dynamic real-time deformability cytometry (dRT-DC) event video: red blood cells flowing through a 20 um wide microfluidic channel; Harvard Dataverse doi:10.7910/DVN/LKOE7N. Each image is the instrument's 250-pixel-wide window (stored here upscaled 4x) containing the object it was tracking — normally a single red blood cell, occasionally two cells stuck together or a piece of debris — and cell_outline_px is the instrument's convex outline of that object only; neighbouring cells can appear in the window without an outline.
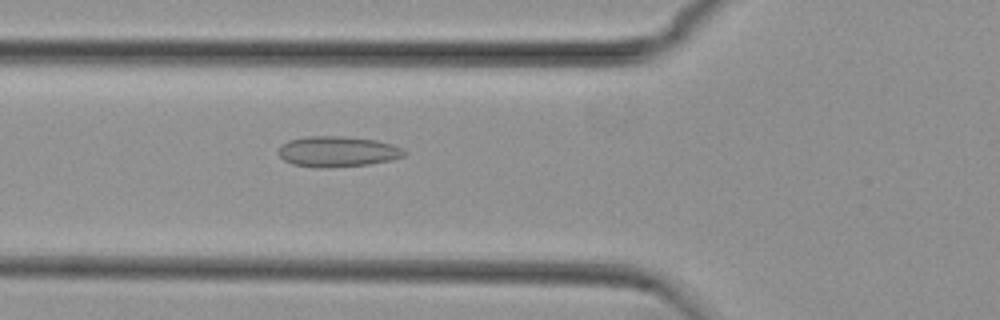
{"species": "common noctule bat (a hibernating species)", "species_latin": "Nyctalus noctula", "temperature_condition": "cold", "stored_images_in_passage": 45, "camera_frame_rate_fps": 3000, "um_per_image_px": 0.085, "animal": {"sex": "female", "body_mass_g": 29.2, "forearm_length_mm": 56.3}, "frame": {"image": 1, "passage_image": 10, "time_ms": 3.0, "image_size_px": [1000, 320], "cell_outline_px": [[408, 152], [404, 156], [392, 160], [368, 164], [324, 168], [316, 168], [292, 164], [284, 160], [276, 152], [280, 144], [288, 140], [308, 136], [344, 136], [376, 140], [392, 144], [404, 148]], "centroid_in_image_um": [28.68, 12.88], "position_along_channel_um": 97.1, "area_um2": 22.77}}
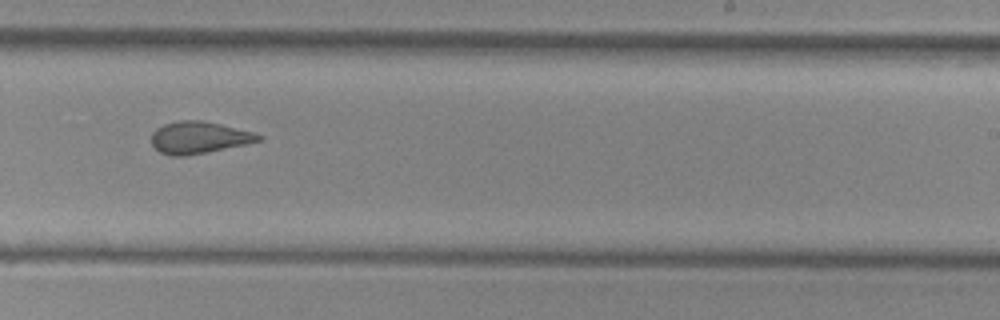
{"frame": {"image": 2, "passage_image": 24, "time_ms": 7.667, "image_size_px": [1000, 320], "cell_outline_px": [[264, 140], [184, 156], [172, 156], [160, 152], [152, 144], [152, 132], [156, 128], [164, 124], [180, 120], [204, 120], [252, 132], [264, 136]], "centroid_in_image_um": [16.9, 11.68], "position_along_channel_um": 272.1, "area_um2": 19.71}}
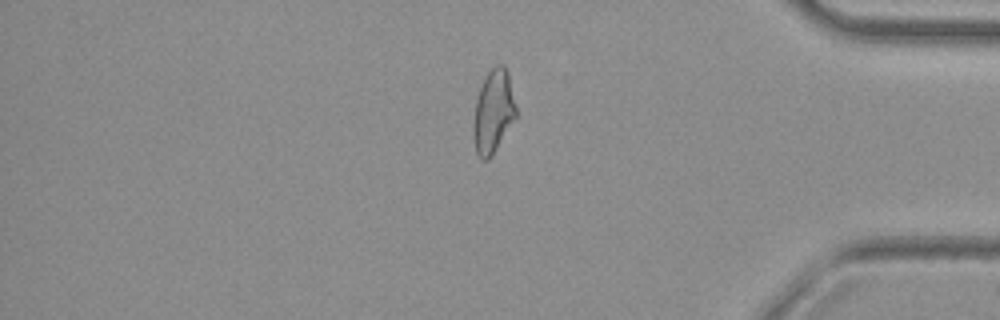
{"frame": {"image": 3, "passage_image": 36, "time_ms": 11.667, "image_size_px": [1000, 320], "cell_outline_px": [[516, 116], [488, 160], [480, 160], [476, 152], [472, 136], [472, 124], [476, 100], [480, 88], [488, 72], [496, 64], [504, 64], [508, 72], [516, 108]], "centroid_in_image_um": [41.9, 9.48], "position_along_channel_um": 393.3, "area_um2": 20.46}, "authors_computed_cell_mechanics": {"area_um2": 20.9236, "velocity_mm_per_s": 3.7437, "shape_relaxation_time_tau1_ms": null, "shape_relaxation_time_tau2_ms": 2.0936, "deformation_change_tau1": null, "deformation_change_tau2": 0.0974}}